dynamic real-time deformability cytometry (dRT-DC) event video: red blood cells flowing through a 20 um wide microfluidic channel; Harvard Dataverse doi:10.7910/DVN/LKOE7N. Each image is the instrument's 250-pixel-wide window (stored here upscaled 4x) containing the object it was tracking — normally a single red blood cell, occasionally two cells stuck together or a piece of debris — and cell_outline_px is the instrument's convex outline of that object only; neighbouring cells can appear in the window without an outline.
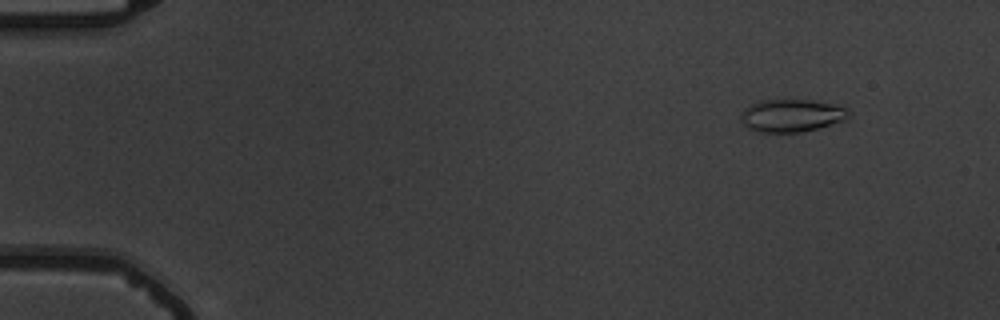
{"species": "common noctule bat (a hibernating species)", "species_latin": "Nyctalus noctula", "temperature_condition": "warm", "stored_images_in_passage": 56, "camera_frame_rate_fps": 3000, "um_per_image_px": 0.085, "animal": {"sex": "male", "body_mass_g": 19.5, "forearm_length_mm": 54.6}, "frame": {"image": 1, "passage_image": 6, "time_ms": 1.667, "image_size_px": [1000, 320], "cell_outline_px": [[848, 116], [844, 120], [816, 128], [800, 132], [760, 132], [748, 128], [744, 124], [744, 108], [760, 100], [812, 100], [832, 104], [848, 108]], "centroid_in_image_um": [67.3, 9.81], "position_along_channel_um": 17.7, "area_um2": 20.0}}
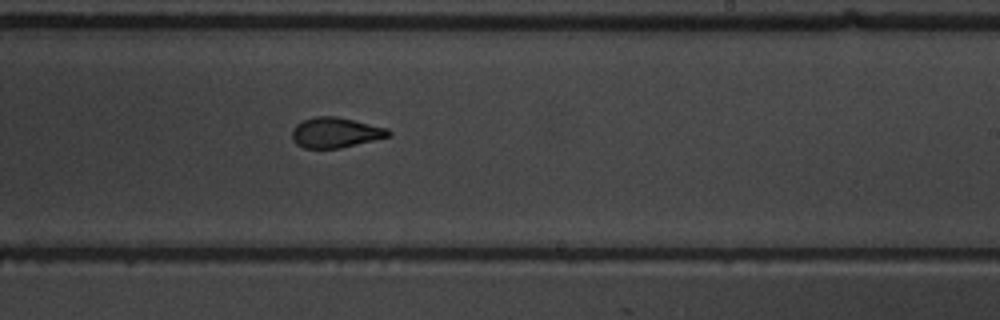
{"frame": {"image": 2, "passage_image": 35, "time_ms": 11.333, "image_size_px": [1000, 320], "cell_outline_px": [[392, 136], [340, 148], [304, 148], [296, 144], [292, 140], [292, 128], [296, 124], [304, 120], [316, 116], [336, 116], [388, 128], [392, 132]], "centroid_in_image_um": [28.52, 11.27], "position_along_channel_um": 260.5, "area_um2": 17.11}}
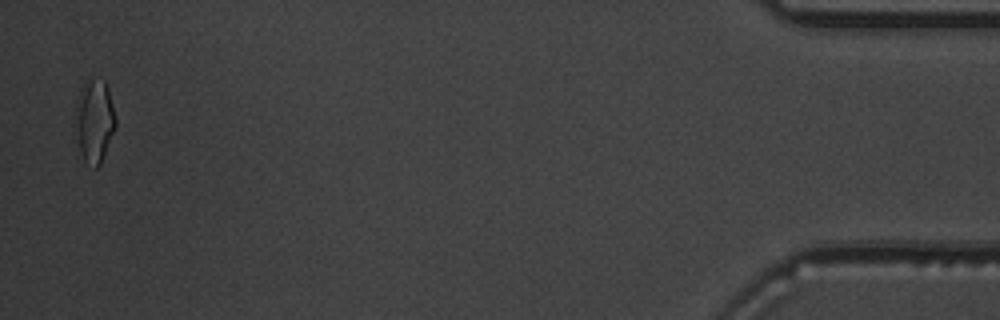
{"frame": {"image": 3, "passage_image": 55, "time_ms": 18.0, "image_size_px": [1000, 320], "cell_outline_px": [[116, 124], [100, 164], [96, 168], [84, 160], [80, 148], [76, 104], [80, 88], [88, 76], [104, 80], [112, 104], [116, 120]], "centroid_in_image_um": [8.05, 10.19], "position_along_channel_um": 427.2, "area_um2": 18.67}, "authors_computed_cell_mechanics": {"area_um2": 17.7157, "velocity_mm_per_s": 3.7154, "shape_relaxation_time_tau1_ms": 4.8845, "shape_relaxation_time_tau2_ms": 1.1244, "deformation_change_tau1": 0.1676, "deformation_change_tau2": 0.0815}}